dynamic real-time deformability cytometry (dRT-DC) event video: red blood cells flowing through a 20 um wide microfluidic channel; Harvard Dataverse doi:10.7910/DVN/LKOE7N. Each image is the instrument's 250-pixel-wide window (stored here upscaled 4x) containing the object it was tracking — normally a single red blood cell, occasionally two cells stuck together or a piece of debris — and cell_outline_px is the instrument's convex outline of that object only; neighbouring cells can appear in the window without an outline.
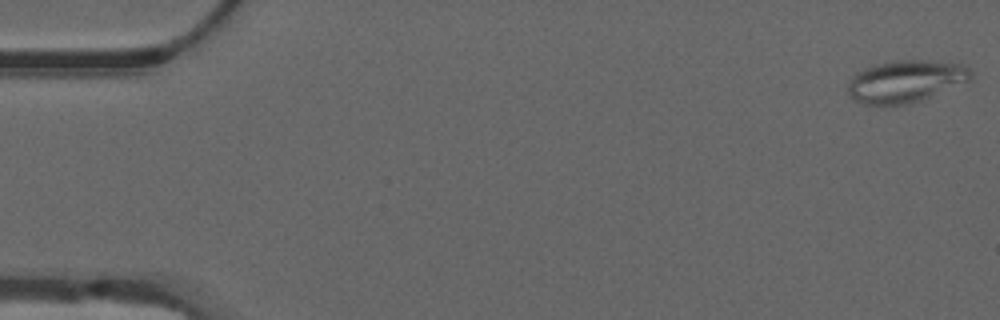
{"species": "common noctule bat (a hibernating species)", "species_latin": "Nyctalus noctula", "temperature_condition": "warm", "stored_images_in_passage": 40, "camera_frame_rate_fps": 3000, "um_per_image_px": 0.085, "animal": {"sex": "male", "forearm_length_mm": 52.5}, "frame": {"image": 1, "passage_image": 1, "time_ms": 0.0, "image_size_px": [1000, 320], "cell_outline_px": [[972, 80], [920, 100], [904, 104], [864, 104], [852, 100], [848, 92], [848, 84], [852, 76], [856, 72], [864, 68], [896, 60], [924, 60], [960, 64], [968, 68], [972, 72]], "centroid_in_image_um": [76.96, 6.91], "position_along_channel_um": 8.0, "area_um2": 29.88}}
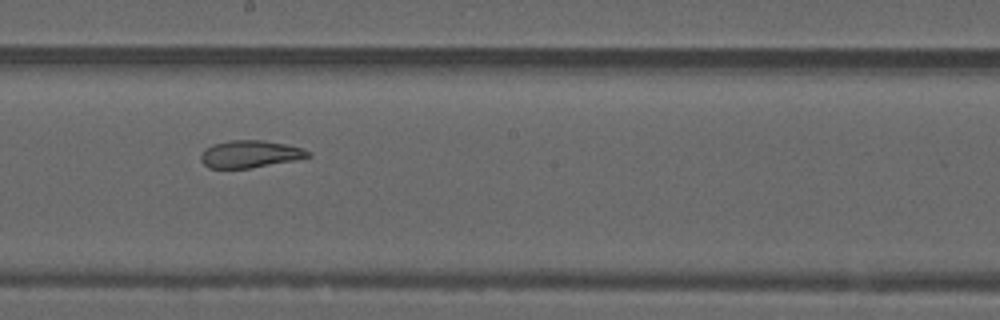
{"frame": {"image": 2, "passage_image": 30, "time_ms": 9.667, "image_size_px": [1000, 320], "cell_outline_px": [[312, 156], [292, 160], [248, 168], [208, 168], [200, 160], [200, 156], [204, 148], [212, 144], [232, 140], [264, 140], [288, 144], [304, 148], [312, 152]], "centroid_in_image_um": [21.25, 13.08], "position_along_channel_um": 227.0, "area_um2": 17.11}}
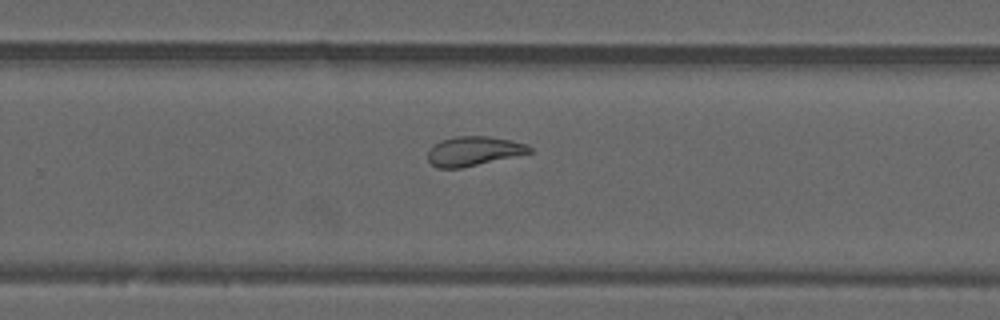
{"frame": {"image": 3, "passage_image": 35, "time_ms": 11.333, "image_size_px": [1000, 320], "cell_outline_px": [[532, 152], [460, 168], [436, 168], [428, 160], [428, 152], [440, 140], [456, 136], [488, 136], [512, 140], [528, 144], [532, 148]], "centroid_in_image_um": [40.27, 12.83], "position_along_channel_um": 289.5, "area_um2": 17.22}}